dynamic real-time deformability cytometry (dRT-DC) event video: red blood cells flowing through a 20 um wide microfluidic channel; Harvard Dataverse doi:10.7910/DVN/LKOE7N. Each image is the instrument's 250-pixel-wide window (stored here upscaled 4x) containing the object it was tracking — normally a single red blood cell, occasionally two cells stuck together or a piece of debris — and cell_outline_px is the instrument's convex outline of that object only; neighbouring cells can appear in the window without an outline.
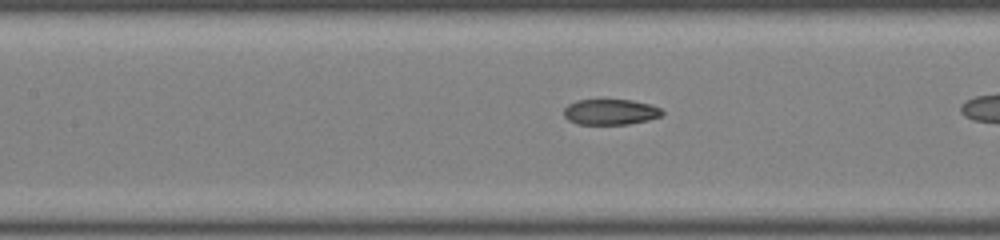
{"species": "common noctule bat (a hibernating species)", "species_latin": "Nyctalus noctula", "temperature_condition": "room temperature", "stored_images_in_passage": 20, "camera_frame_rate_fps": 3000, "um_per_image_px": 0.085, "animal": {"sex": "male", "body_mass_g": 19.0, "forearm_length_mm": 50.8}, "frame": {"image": 1, "passage_image": 9, "time_ms": 2.667, "image_size_px": [1000, 240], "cell_outline_px": [[664, 112], [660, 116], [648, 120], [628, 124], [576, 124], [568, 120], [564, 116], [564, 108], [568, 104], [576, 100], [632, 100], [648, 104], [660, 108]], "centroid_in_image_um": [51.85, 9.52], "position_along_channel_um": 155.5, "area_um2": 14.62}}
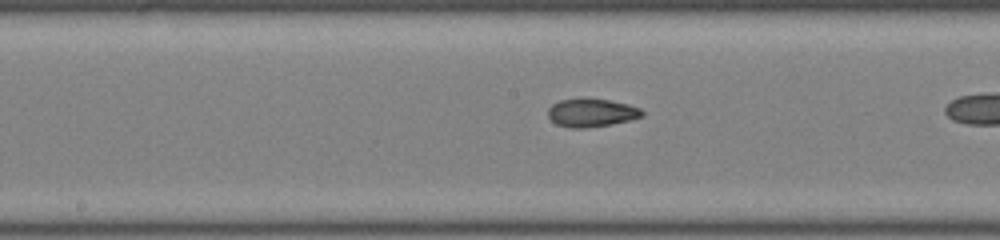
{"frame": {"image": 2, "passage_image": 12, "time_ms": 3.667, "image_size_px": [1000, 240], "cell_outline_px": [[644, 116], [628, 120], [608, 124], [584, 128], [568, 128], [556, 124], [548, 116], [548, 108], [552, 104], [560, 100], [584, 96], [608, 100], [628, 104], [640, 108], [644, 112]], "centroid_in_image_um": [50.24, 9.55], "position_along_channel_um": 198.0, "area_um2": 15.72}}
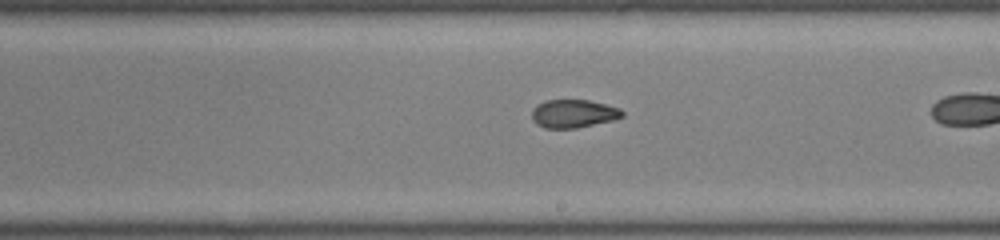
{"frame": {"image": 3, "passage_image": 15, "time_ms": 4.667, "image_size_px": [1000, 240], "cell_outline_px": [[624, 116], [612, 120], [576, 128], [544, 128], [536, 124], [532, 120], [532, 108], [548, 100], [588, 100], [620, 108], [624, 112]], "centroid_in_image_um": [48.73, 9.66], "position_along_channel_um": 240.3, "area_um2": 14.74}}